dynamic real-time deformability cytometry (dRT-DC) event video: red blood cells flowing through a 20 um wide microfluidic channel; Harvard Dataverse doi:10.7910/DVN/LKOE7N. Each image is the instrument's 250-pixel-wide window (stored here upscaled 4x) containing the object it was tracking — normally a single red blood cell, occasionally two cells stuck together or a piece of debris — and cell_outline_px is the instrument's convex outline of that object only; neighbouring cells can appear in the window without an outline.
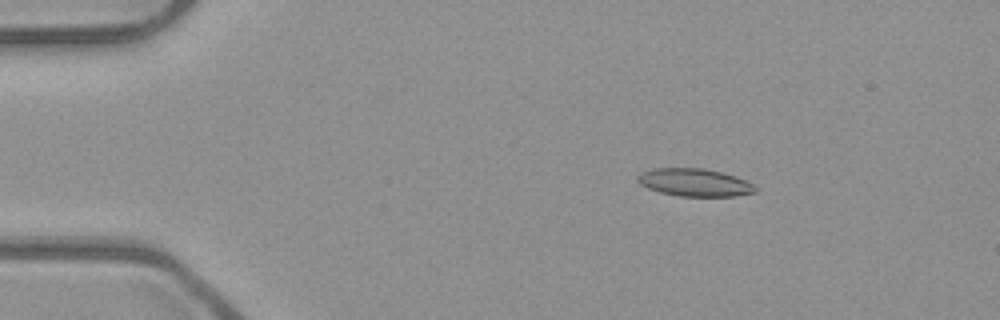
{"species": "common noctule bat (a hibernating species)", "species_latin": "Nyctalus noctula", "temperature_condition": "room temperature", "stored_images_in_passage": 6, "camera_frame_rate_fps": 3000, "um_per_image_px": 0.085, "animal": {"sex": "male", "body_mass_g": 23.1, "forearm_length_mm": 52.7}, "frame": {"image": 1, "passage_image": 3, "time_ms": 0.667, "image_size_px": [1000, 320], "cell_outline_px": [[756, 192], [736, 196], [680, 196], [660, 192], [648, 188], [640, 184], [636, 180], [636, 176], [652, 168], [704, 168], [736, 176], [756, 184]], "centroid_in_image_um": [59.06, 15.51], "position_along_channel_um": 25.9, "area_um2": 19.07}}